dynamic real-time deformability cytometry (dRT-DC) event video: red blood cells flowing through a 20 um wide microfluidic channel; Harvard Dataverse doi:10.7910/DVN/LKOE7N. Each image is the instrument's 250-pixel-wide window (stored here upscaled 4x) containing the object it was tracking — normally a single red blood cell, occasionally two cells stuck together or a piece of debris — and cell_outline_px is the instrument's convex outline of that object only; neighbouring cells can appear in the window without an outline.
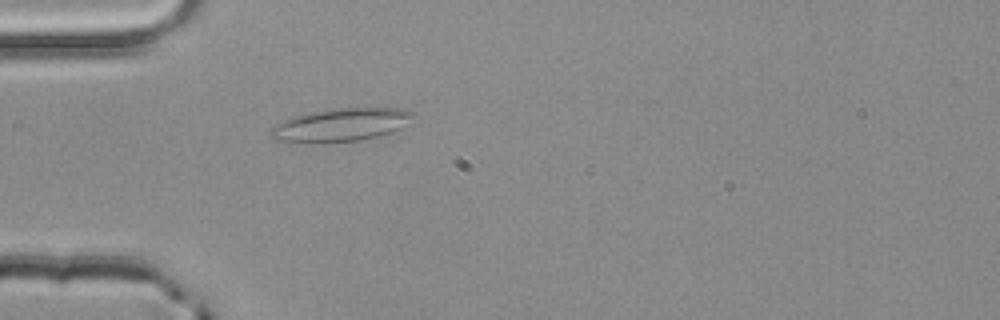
{"species": "common noctule bat (a hibernating species)", "species_latin": "Nyctalus noctula", "temperature_condition": "room temperature", "stored_images_in_passage": 4, "camera_frame_rate_fps": 3000, "um_per_image_px": 0.085, "animal": {"sex": "male", "body_mass_g": 20.4}, "frame": {"image": 1, "passage_image": 4, "time_ms": 1.0, "image_size_px": [1000, 320], "cell_outline_px": [[416, 116], [400, 128], [392, 132], [360, 140], [320, 144], [304, 144], [276, 140], [272, 136], [272, 128], [276, 124], [284, 120], [296, 116], [316, 112], [340, 108], [400, 108], [416, 112]], "centroid_in_image_um": [29.01, 10.64], "position_along_channel_um": 56.0, "area_um2": 27.46}}